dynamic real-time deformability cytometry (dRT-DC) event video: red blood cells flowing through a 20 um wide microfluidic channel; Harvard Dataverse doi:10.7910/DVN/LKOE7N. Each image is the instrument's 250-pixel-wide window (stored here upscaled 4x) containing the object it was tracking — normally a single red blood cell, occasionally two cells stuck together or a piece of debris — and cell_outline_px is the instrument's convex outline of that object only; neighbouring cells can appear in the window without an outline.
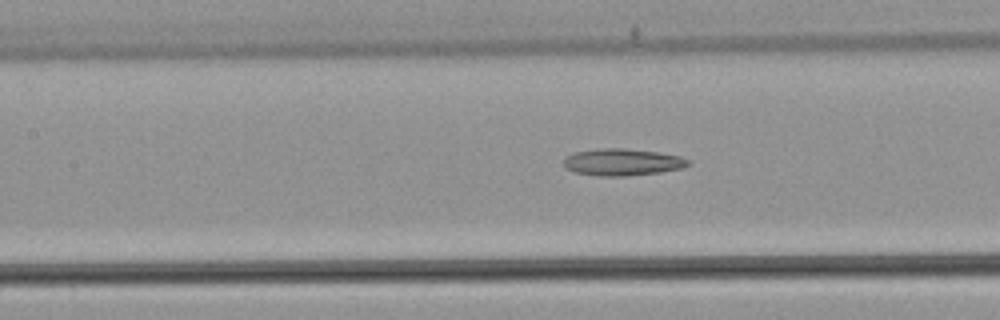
{"species": "common noctule bat (a hibernating species)", "species_latin": "Nyctalus noctula", "temperature_condition": "warm", "stored_images_in_passage": 35, "camera_frame_rate_fps": 3000, "um_per_image_px": 0.085, "animal": {"sex": "male", "body_mass_g": 21.5, "forearm_length_mm": 52.0}, "frame": {"image": 1, "passage_image": 17, "time_ms": 5.333, "image_size_px": [1000, 320], "cell_outline_px": [[692, 164], [684, 168], [660, 172], [624, 176], [600, 176], [572, 172], [564, 168], [564, 156], [572, 152], [596, 148], [624, 148], [656, 152], [680, 156], [692, 160]], "centroid_in_image_um": [52.88, 13.77], "position_along_channel_um": 154.5, "area_um2": 19.94}}
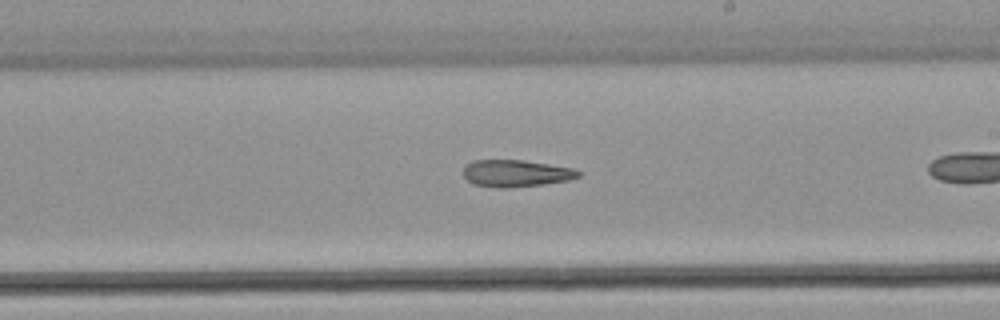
{"frame": {"image": 2, "passage_image": 24, "time_ms": 7.667, "image_size_px": [1000, 320], "cell_outline_px": [[580, 176], [568, 180], [544, 184], [504, 188], [500, 188], [472, 184], [464, 176], [464, 168], [472, 160], [524, 160], [572, 168], [580, 172]], "centroid_in_image_um": [43.84, 14.73], "position_along_channel_um": 245.2, "area_um2": 17.92}}
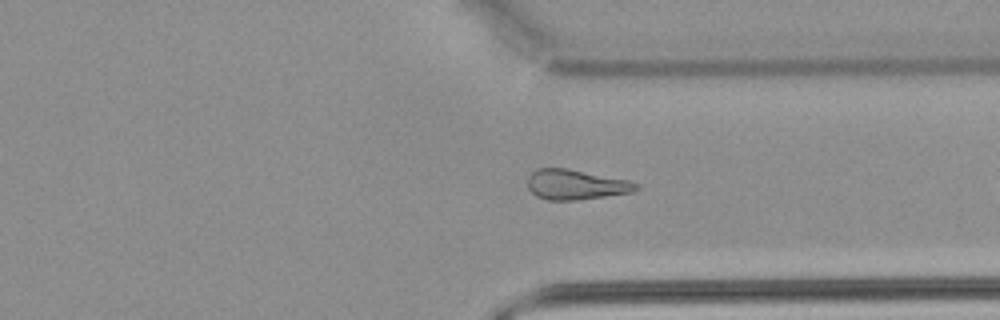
{"frame": {"image": 3, "passage_image": 33, "time_ms": 10.667, "image_size_px": [1000, 320], "cell_outline_px": [[640, 188], [632, 192], [576, 200], [548, 200], [536, 196], [528, 188], [528, 176], [536, 168], [568, 168], [628, 180], [640, 184]], "centroid_in_image_um": [48.94, 15.68], "position_along_channel_um": 362.5, "area_um2": 19.02}}